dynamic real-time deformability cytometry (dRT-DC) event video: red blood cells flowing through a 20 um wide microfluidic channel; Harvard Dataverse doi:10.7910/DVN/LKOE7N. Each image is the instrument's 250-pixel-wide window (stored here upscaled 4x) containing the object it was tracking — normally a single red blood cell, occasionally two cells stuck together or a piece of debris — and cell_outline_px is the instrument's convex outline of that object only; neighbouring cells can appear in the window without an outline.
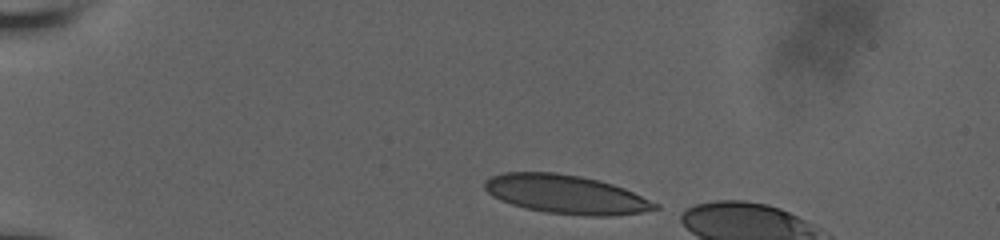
{"species": "human", "species_latin": "Homo sapiens", "temperature_condition": "room temperature", "stored_images_in_passage": 7, "camera_frame_rate_fps": 3000, "um_per_image_px": 0.085, "donor": {"sex": "male"}, "frame": {"image": 1, "passage_image": 1, "time_ms": 0.0, "image_size_px": [1000, 240], "cell_outline_px": [[660, 208], [640, 212], [608, 216], [588, 216], [544, 212], [524, 208], [500, 200], [492, 196], [484, 188], [484, 180], [492, 176], [504, 172], [556, 172], [580, 176], [600, 180], [624, 188], [660, 204]], "centroid_in_image_um": [48.09, 16.51], "position_along_channel_um": 36.9, "area_um2": 38.55}}